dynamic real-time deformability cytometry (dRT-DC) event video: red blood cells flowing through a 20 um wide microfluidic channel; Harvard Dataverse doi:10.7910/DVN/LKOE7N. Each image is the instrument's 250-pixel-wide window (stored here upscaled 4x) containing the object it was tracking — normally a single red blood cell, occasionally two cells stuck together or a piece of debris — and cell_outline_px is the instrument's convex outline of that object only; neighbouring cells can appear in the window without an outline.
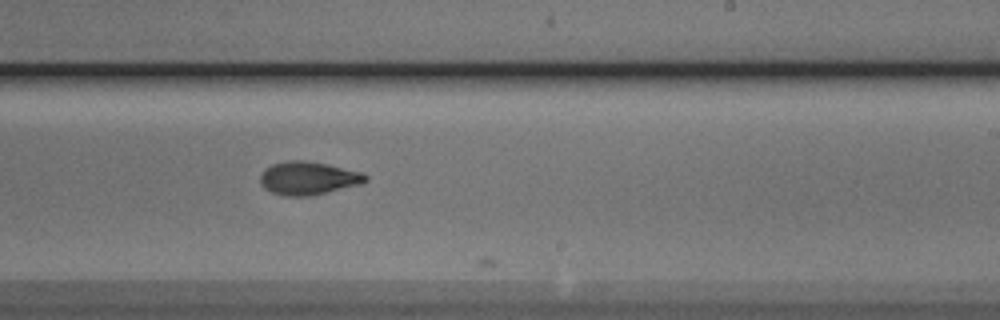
{"species": "Egyptian fruit bat (a non-hibernating species)", "species_latin": "Rousettus aegyptiacus", "temperature_condition": "cold", "stored_images_in_passage": 20, "camera_frame_rate_fps": 3000, "um_per_image_px": 0.085, "animal": {"sex": "male"}, "frame": {"image": 1, "passage_image": 16, "time_ms": 5.0, "image_size_px": [1000, 320], "cell_outline_px": [[368, 180], [360, 184], [308, 196], [284, 196], [272, 192], [264, 188], [260, 184], [260, 176], [264, 168], [272, 164], [288, 160], [304, 160], [364, 172], [368, 176]], "centroid_in_image_um": [26.17, 15.14], "position_along_channel_um": 262.8, "area_um2": 20.29}}